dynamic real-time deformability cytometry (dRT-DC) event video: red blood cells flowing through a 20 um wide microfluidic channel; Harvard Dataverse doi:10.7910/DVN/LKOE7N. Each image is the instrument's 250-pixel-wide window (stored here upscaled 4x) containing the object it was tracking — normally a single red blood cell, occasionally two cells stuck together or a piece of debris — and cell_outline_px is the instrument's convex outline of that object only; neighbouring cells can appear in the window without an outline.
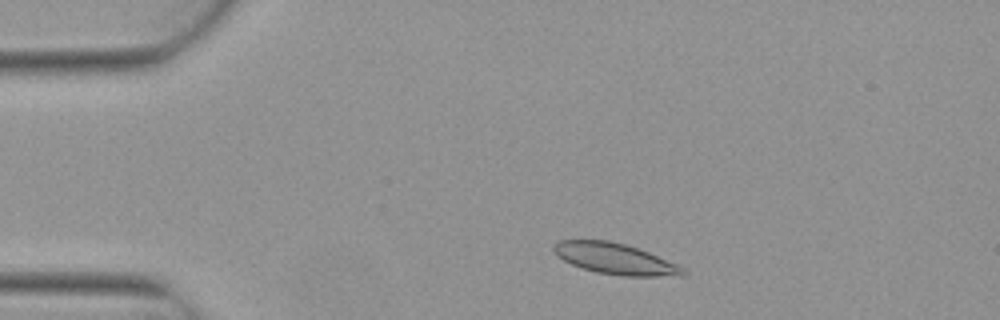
{"species": "Egyptian fruit bat (a non-hibernating species)", "species_latin": "Rousettus aegyptiacus", "temperature_condition": "warm", "stored_images_in_passage": 2, "camera_frame_rate_fps": 3000, "um_per_image_px": 0.085, "animal": {"sex": "female"}, "frame": {"image": 1, "passage_image": 1, "time_ms": 0.0, "image_size_px": [1000, 320], "cell_outline_px": [[688, 272], [684, 276], [620, 276], [596, 272], [572, 264], [556, 256], [552, 248], [560, 240], [608, 240], [624, 244], [648, 252], [676, 264], [684, 268]], "centroid_in_image_um": [52.29, 22.0], "position_along_channel_um": 32.7, "area_um2": 23.18}}